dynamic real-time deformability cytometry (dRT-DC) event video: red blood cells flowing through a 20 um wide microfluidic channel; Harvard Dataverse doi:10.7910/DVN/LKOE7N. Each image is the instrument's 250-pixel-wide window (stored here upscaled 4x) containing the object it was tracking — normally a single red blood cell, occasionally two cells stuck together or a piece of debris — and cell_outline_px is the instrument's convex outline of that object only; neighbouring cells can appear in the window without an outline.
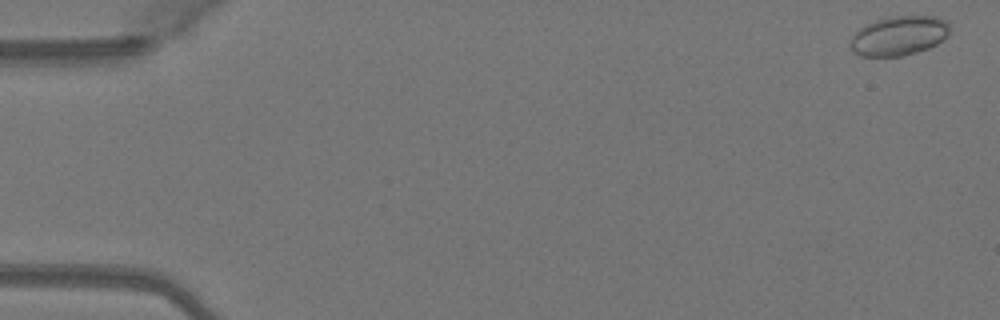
{"species": "Egyptian fruit bat (a non-hibernating species)", "species_latin": "Rousettus aegyptiacus", "temperature_condition": "warm", "stored_images_in_passage": 51, "camera_frame_rate_fps": 3000, "um_per_image_px": 0.085, "animal": {"sex": "female"}, "frame": {"image": 1, "passage_image": 2, "time_ms": 0.333, "image_size_px": [1000, 320], "cell_outline_px": [[948, 36], [936, 44], [928, 48], [916, 52], [900, 56], [860, 56], [852, 52], [848, 44], [852, 36], [860, 28], [876, 20], [892, 16], [936, 16], [948, 20]], "centroid_in_image_um": [76.39, 3.04], "position_along_channel_um": 8.6, "area_um2": 22.89}}
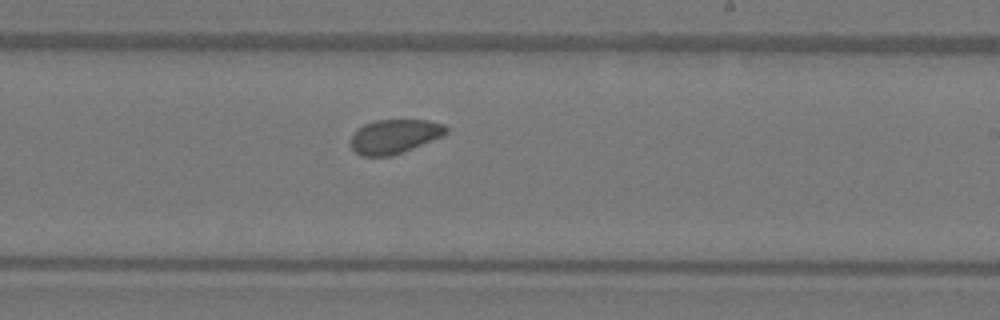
{"frame": {"image": 2, "passage_image": 31, "time_ms": 10.0, "image_size_px": [1000, 320], "cell_outline_px": [[448, 132], [440, 136], [412, 148], [392, 156], [360, 156], [352, 148], [352, 136], [364, 124], [376, 120], [428, 120], [444, 124], [448, 128]], "centroid_in_image_um": [33.53, 11.59], "position_along_channel_um": 255.5, "area_um2": 18.61}}
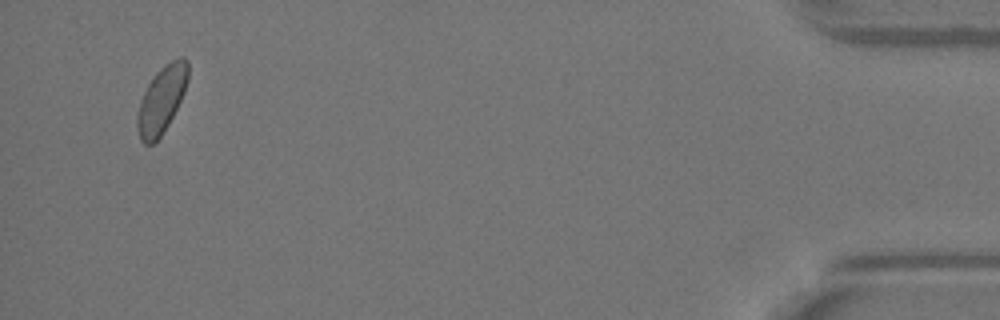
{"frame": {"image": 3, "passage_image": 49, "time_ms": 16.0, "image_size_px": [1000, 320], "cell_outline_px": [[188, 80], [184, 92], [164, 132], [152, 144], [144, 144], [140, 140], [136, 124], [136, 116], [140, 100], [148, 84], [156, 72], [164, 64], [180, 56], [184, 56], [188, 60]], "centroid_in_image_um": [13.73, 8.45], "position_along_channel_um": 421.5, "area_um2": 19.77}}